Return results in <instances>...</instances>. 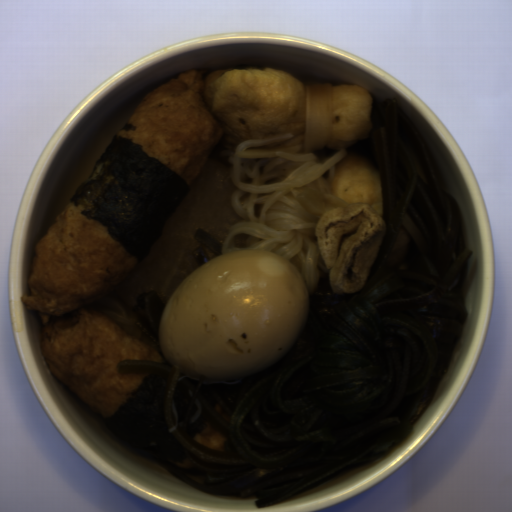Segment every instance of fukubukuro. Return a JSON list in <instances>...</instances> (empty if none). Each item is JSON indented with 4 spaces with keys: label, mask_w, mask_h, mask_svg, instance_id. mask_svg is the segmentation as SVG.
Segmentation results:
<instances>
[{
    "label": "fukubukuro",
    "mask_w": 512,
    "mask_h": 512,
    "mask_svg": "<svg viewBox=\"0 0 512 512\" xmlns=\"http://www.w3.org/2000/svg\"><path fill=\"white\" fill-rule=\"evenodd\" d=\"M206 109L225 131V149L247 139H292L247 149L300 145L298 153L347 149L367 138L374 101L356 85H305L282 69L215 70L205 76Z\"/></svg>",
    "instance_id": "1"
}]
</instances>
